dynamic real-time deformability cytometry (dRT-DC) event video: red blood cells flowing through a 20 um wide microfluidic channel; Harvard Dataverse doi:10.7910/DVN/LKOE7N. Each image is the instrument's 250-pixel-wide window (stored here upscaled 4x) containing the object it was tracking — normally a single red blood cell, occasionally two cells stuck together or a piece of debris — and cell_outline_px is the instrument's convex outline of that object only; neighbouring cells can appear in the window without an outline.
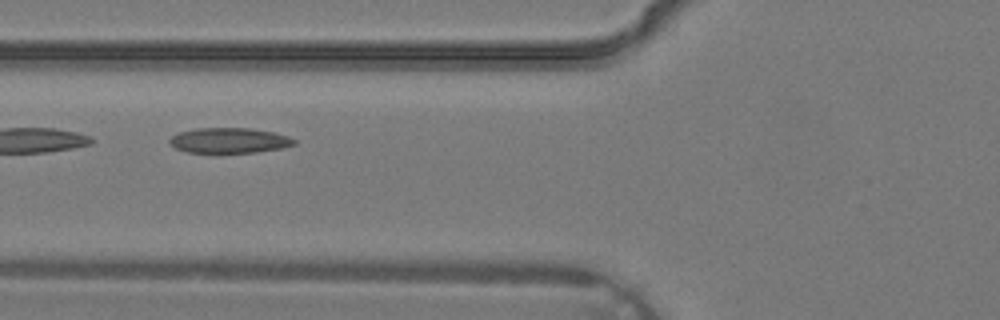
{"species": "common noctule bat (a hibernating species)", "species_latin": "Nyctalus noctula", "temperature_condition": "warm", "stored_images_in_passage": 4, "camera_frame_rate_fps": 3000, "um_per_image_px": 0.085, "animal": {"sex": "male", "body_mass_g": 19.2, "forearm_length_mm": 51.8}, "frame": {"image": 1, "passage_image": 4, "time_ms": 1.0, "image_size_px": [1000, 320], "cell_outline_px": [[296, 144], [280, 148], [256, 152], [188, 152], [176, 148], [168, 140], [172, 136], [180, 132], [196, 128], [248, 128], [272, 132], [288, 136], [296, 140]], "centroid_in_image_um": [19.49, 11.93], "position_along_channel_um": 106.3, "area_um2": 18.03}}